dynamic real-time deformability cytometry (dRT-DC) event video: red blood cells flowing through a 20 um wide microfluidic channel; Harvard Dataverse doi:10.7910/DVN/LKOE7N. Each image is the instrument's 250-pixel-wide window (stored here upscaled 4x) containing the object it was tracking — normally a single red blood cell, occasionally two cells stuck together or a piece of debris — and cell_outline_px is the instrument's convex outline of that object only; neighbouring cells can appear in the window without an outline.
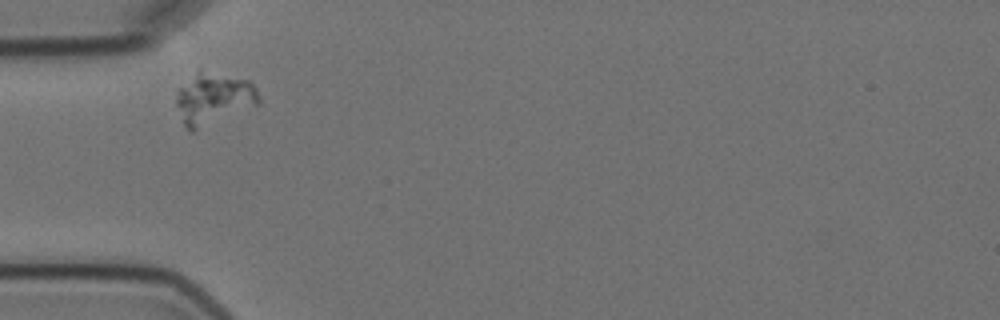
{"species": "Egyptian fruit bat (a non-hibernating species)", "species_latin": "Rousettus aegyptiacus", "temperature_condition": "cold", "stored_images_in_passage": 2, "camera_frame_rate_fps": 3000, "um_per_image_px": 0.085, "animal": {"sex": "female"}, "frame": {"image": 1, "passage_image": 1, "time_ms": 0.0, "image_size_px": [1000, 320], "cell_outline_px": [[260, 104], [192, 132], [184, 124], [176, 104], [176, 96], [180, 88], [200, 68], [248, 80], [256, 88], [260, 96]], "centroid_in_image_um": [18.18, 8.36], "position_along_channel_um": 66.8, "area_um2": 24.85}}
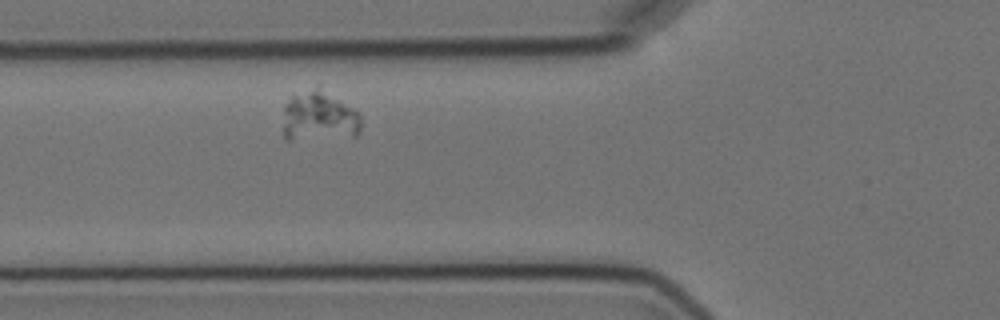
{"frame": {"image": 2, "passage_image": 2, "time_ms": 1.0, "image_size_px": [1000, 320], "cell_outline_px": [[360, 132], [356, 136], [288, 140], [284, 140], [284, 104], [292, 96], [320, 84], [360, 112]], "centroid_in_image_um": [27.15, 9.86], "position_along_channel_um": 98.6, "area_um2": 23.41}}